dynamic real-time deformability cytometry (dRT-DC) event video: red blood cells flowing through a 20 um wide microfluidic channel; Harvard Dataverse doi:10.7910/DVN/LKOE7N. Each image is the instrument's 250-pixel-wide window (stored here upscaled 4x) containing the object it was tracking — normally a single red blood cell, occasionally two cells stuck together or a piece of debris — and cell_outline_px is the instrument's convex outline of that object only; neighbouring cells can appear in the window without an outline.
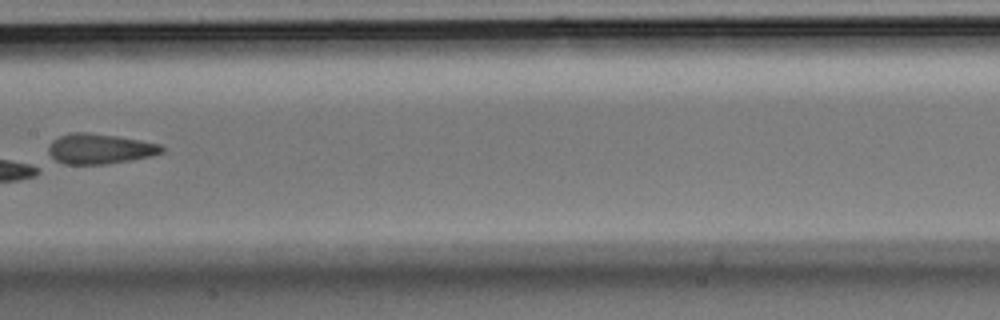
{"species": "Egyptian fruit bat (a non-hibernating species)", "species_latin": "Rousettus aegyptiacus", "temperature_condition": "room temperature", "stored_images_in_passage": 7, "camera_frame_rate_fps": 3000, "um_per_image_px": 0.085, "animal": {"sex": "male"}, "frame": {"image": 1, "passage_image": 7, "time_ms": 2.0, "image_size_px": [1000, 320], "cell_outline_px": [[164, 152], [152, 156], [132, 160], [108, 164], [64, 164], [48, 160], [48, 148], [52, 140], [60, 136], [72, 132], [88, 132], [116, 136], [140, 140], [160, 144], [164, 148]], "centroid_in_image_um": [8.43, 12.66], "position_along_channel_um": 199.0, "area_um2": 20.35}}